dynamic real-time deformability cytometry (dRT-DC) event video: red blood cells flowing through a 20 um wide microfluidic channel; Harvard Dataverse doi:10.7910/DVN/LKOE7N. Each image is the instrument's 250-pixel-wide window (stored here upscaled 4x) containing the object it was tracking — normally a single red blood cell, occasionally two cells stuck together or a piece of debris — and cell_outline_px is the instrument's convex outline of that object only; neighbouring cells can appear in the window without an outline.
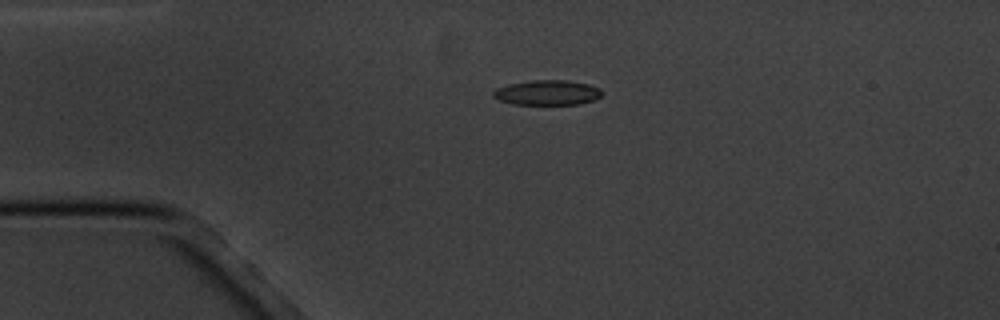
{"species": "common noctule bat (a hibernating species)", "species_latin": "Nyctalus noctula", "temperature_condition": "cold", "stored_images_in_passage": 3, "camera_frame_rate_fps": 3000, "um_per_image_px": 0.085, "animal": {"sex": "male", "body_mass_g": 20.1, "forearm_length_mm": 53.5}, "frame": {"image": 1, "passage_image": 2, "time_ms": 2.0, "image_size_px": [1000, 320], "cell_outline_px": [[604, 92], [600, 96], [592, 100], [580, 104], [512, 104], [500, 100], [492, 96], [492, 92], [496, 88], [508, 84], [532, 80], [568, 80], [588, 84], [600, 88]], "centroid_in_image_um": [46.52, 7.86], "position_along_channel_um": 38.5, "area_um2": 15.84}}